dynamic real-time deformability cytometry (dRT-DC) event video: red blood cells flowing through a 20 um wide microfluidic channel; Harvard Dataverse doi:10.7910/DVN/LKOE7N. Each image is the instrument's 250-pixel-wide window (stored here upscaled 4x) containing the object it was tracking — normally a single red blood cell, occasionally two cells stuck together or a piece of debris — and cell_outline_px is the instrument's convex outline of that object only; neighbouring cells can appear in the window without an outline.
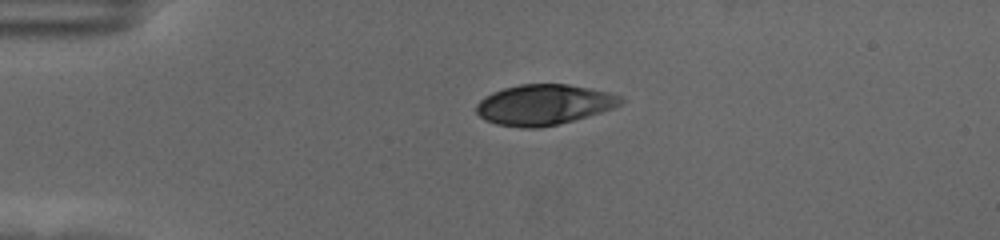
{"species": "human", "species_latin": "Homo sapiens", "temperature_condition": "cold", "stored_images_in_passage": 45, "camera_frame_rate_fps": 3000, "um_per_image_px": 0.085, "donor": {"sex": "female"}, "frame": {"image": 1, "passage_image": 1, "time_ms": 0.0, "image_size_px": [1000, 240], "cell_outline_px": [[624, 100], [620, 104], [612, 108], [588, 116], [540, 128], [520, 128], [496, 124], [484, 120], [476, 112], [476, 104], [484, 96], [492, 92], [504, 88], [520, 84], [568, 84], [608, 92], [620, 96]], "centroid_in_image_um": [46.18, 8.9], "position_along_channel_um": 38.8, "area_um2": 33.93}}
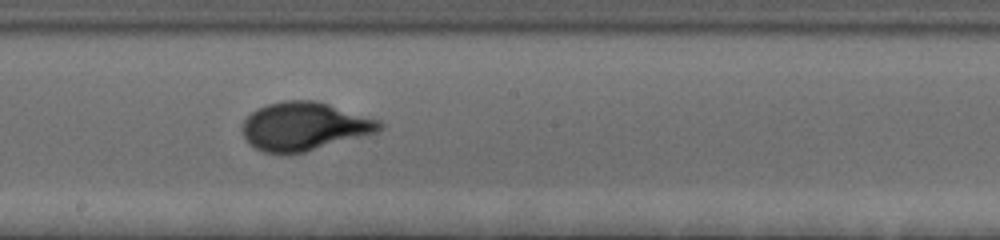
{"frame": {"image": 2, "passage_image": 20, "time_ms": 6.333, "image_size_px": [1000, 240], "cell_outline_px": [[384, 128], [376, 132], [304, 152], [280, 156], [264, 152], [248, 144], [240, 128], [244, 120], [256, 108], [268, 104], [284, 100], [316, 100], [380, 120], [384, 124]], "centroid_in_image_um": [25.82, 10.75], "position_along_channel_um": 222.4, "area_um2": 38.9}}
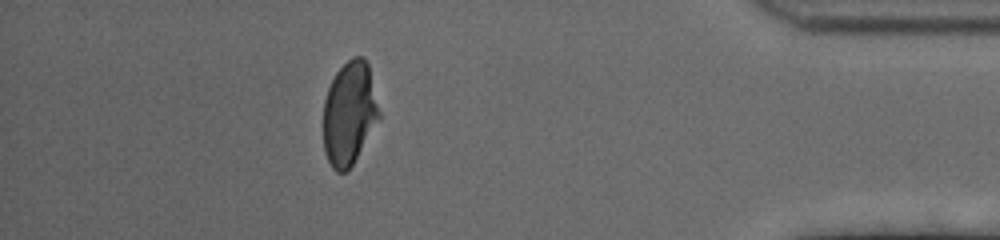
{"frame": {"image": 3, "passage_image": 39, "time_ms": 12.667, "image_size_px": [1000, 240], "cell_outline_px": [[380, 116], [352, 164], [344, 172], [336, 172], [332, 168], [324, 152], [324, 100], [328, 88], [336, 72], [352, 56], [364, 56], [368, 64], [380, 112]], "centroid_in_image_um": [29.68, 9.6], "position_along_channel_um": 405.5, "area_um2": 33.18}, "authors_computed_cell_mechanics": {"area_um2": 36.6452, "velocity_mm_per_s": 3.5169, "shape_relaxation_time_tau1_ms": 3.506, "shape_relaxation_time_tau2_ms": null, "deformation_change_tau1": 0.1712, "deformation_change_tau2": null}}